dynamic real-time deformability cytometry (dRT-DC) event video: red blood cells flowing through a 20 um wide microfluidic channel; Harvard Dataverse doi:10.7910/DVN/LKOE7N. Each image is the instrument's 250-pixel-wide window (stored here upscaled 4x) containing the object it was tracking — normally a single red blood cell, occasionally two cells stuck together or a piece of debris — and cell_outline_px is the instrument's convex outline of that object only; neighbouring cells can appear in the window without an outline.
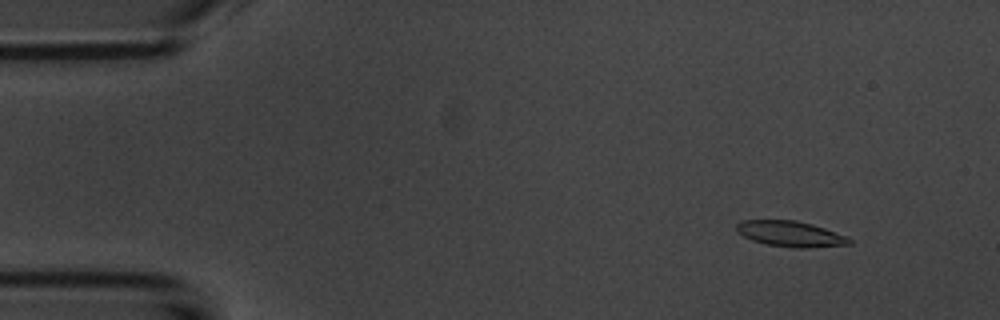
{"species": "common noctule bat (a hibernating species)", "species_latin": "Nyctalus noctula", "temperature_condition": "room temperature", "stored_images_in_passage": 53, "camera_frame_rate_fps": 3000, "um_per_image_px": 0.085, "animal": {"sex": "male", "body_mass_g": 20.1, "forearm_length_mm": 53.5}, "frame": {"image": 1, "passage_image": 5, "time_ms": 1.333, "image_size_px": [1000, 320], "cell_outline_px": [[852, 244], [808, 248], [796, 248], [764, 244], [752, 240], [736, 232], [736, 224], [744, 220], [796, 220], [812, 224], [848, 236], [852, 240]], "centroid_in_image_um": [67.2, 19.88], "position_along_channel_um": 17.8, "area_um2": 16.99}}
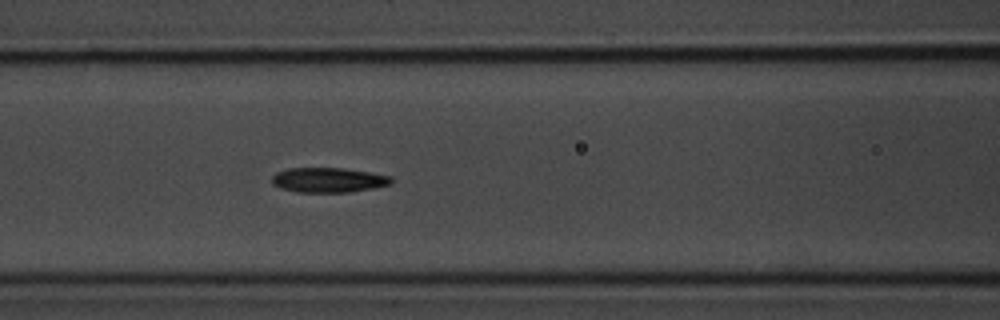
{"frame": {"image": 2, "passage_image": 22, "time_ms": 7.0, "image_size_px": [1000, 320], "cell_outline_px": [[392, 184], [372, 188], [348, 192], [296, 192], [280, 188], [272, 184], [272, 176], [276, 172], [288, 168], [344, 168], [392, 176]], "centroid_in_image_um": [27.89, 15.3], "position_along_channel_um": 138.7, "area_um2": 17.28}}
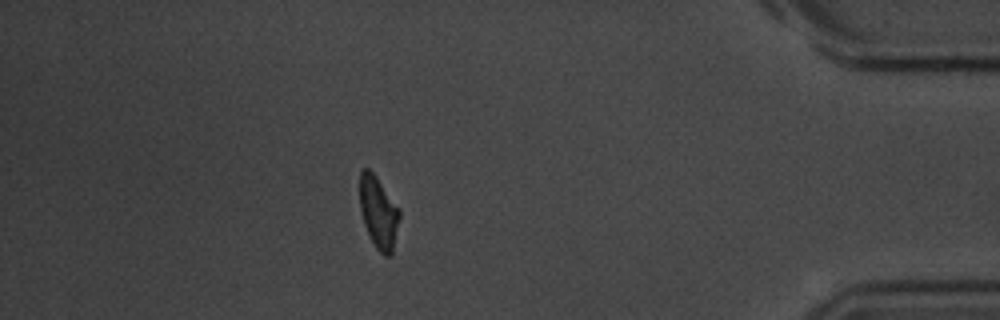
{"frame": {"image": 3, "passage_image": 47, "time_ms": 15.333, "image_size_px": [1000, 320], "cell_outline_px": [[400, 216], [392, 256], [384, 256], [376, 248], [364, 224], [360, 208], [360, 172], [364, 168], [368, 168], [376, 176], [400, 208]], "centroid_in_image_um": [32.19, 18.06], "position_along_channel_um": 403.0, "area_um2": 16.7}, "authors_computed_cell_mechanics": {"area_um2": 17.1088, "velocity_mm_per_s": 3.7115, "shape_relaxation_time_tau1_ms": 3.2007, "shape_relaxation_time_tau2_ms": 4.8304, "deformation_change_tau1": 0.1603, "deformation_change_tau2": 0.1326}}